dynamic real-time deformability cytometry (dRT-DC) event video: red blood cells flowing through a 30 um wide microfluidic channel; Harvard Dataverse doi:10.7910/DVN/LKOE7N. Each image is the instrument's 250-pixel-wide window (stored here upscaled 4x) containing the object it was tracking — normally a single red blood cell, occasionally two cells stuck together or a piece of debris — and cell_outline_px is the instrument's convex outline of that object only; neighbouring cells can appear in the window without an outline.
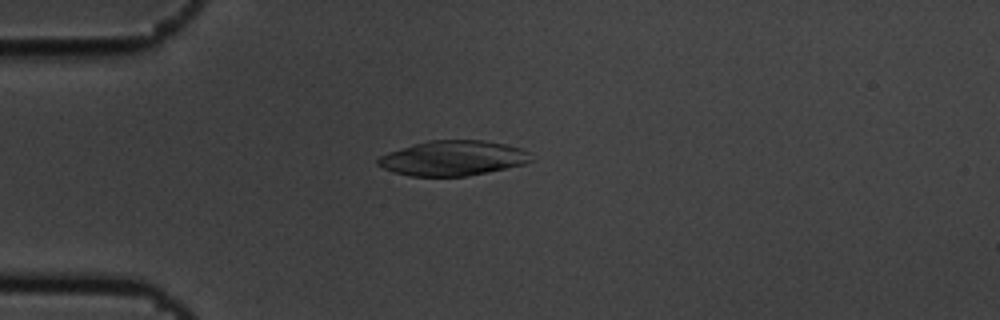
{"species": "common noctule bat (a hibernating species)", "species_latin": "Nyctalus noctula", "temperature_condition": "cold", "stored_images_in_passage": 6, "camera_frame_rate_fps": 3000, "um_per_image_px": 0.085, "animal": {"sex": "male", "body_mass_g": 19.5, "forearm_length_mm": 54.6}, "frame": {"image": 1, "passage_image": 4, "time_ms": 1.0, "image_size_px": [1000, 320], "cell_outline_px": [[536, 160], [524, 164], [468, 176], [412, 176], [392, 172], [376, 164], [376, 160], [380, 156], [388, 152], [428, 140], [484, 140], [504, 144], [520, 148], [528, 152]], "centroid_in_image_um": [38.51, 13.44], "position_along_channel_um": 46.5, "area_um2": 31.21}}